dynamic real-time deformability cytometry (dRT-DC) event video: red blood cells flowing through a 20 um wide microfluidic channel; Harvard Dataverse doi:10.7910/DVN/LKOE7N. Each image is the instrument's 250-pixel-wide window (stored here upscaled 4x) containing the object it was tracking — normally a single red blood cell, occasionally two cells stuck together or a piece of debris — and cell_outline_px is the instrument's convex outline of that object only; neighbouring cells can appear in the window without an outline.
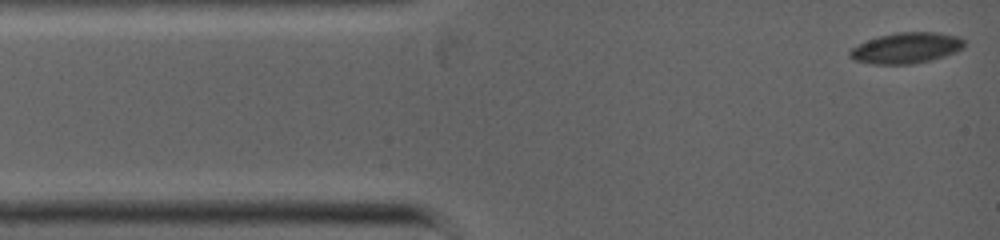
{"species": "common noctule bat (a hibernating species)", "species_latin": "Nyctalus noctula", "temperature_condition": "warm", "stored_images_in_passage": 3, "camera_frame_rate_fps": 5000, "um_per_image_px": 0.085, "animal": {"sex": "female", "body_mass_g": 19.0, "forearm_length_mm": 53.3}, "frame": {"image": 1, "passage_image": 1, "time_ms": 0.0, "image_size_px": [1000, 240], "cell_outline_px": [[964, 48], [956, 52], [944, 56], [912, 64], [872, 64], [852, 60], [848, 56], [848, 52], [852, 48], [868, 40], [880, 36], [896, 32], [940, 32], [960, 36], [964, 40]], "centroid_in_image_um": [77.04, 4.07], "position_along_channel_um": 8.0, "area_um2": 20.63}}